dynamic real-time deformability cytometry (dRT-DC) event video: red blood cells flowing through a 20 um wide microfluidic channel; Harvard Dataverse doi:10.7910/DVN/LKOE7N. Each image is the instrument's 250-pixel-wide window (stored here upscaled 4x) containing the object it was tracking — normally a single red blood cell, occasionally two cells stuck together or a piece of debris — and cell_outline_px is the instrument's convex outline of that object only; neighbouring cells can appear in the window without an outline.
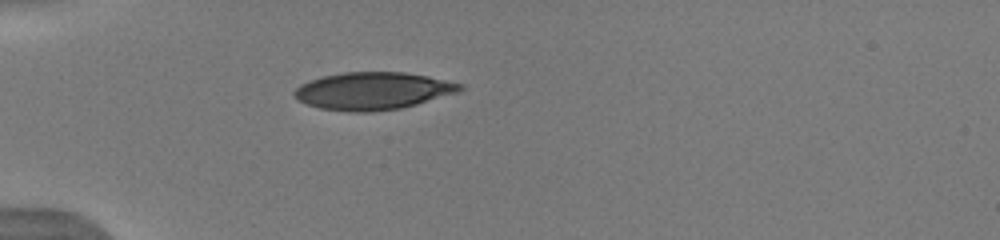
{"species": "human", "species_latin": "Homo sapiens", "temperature_condition": "warm", "stored_images_in_passage": 5, "camera_frame_rate_fps": 3000, "um_per_image_px": 0.085, "donor": {"sex": "male"}, "frame": {"image": 1, "passage_image": 1, "time_ms": 0.0, "image_size_px": [1000, 240], "cell_outline_px": [[464, 88], [456, 92], [416, 104], [400, 108], [372, 112], [348, 112], [320, 108], [308, 104], [292, 96], [292, 92], [300, 84], [308, 80], [320, 76], [344, 72], [404, 72], [428, 76], [464, 84]], "centroid_in_image_um": [31.64, 7.72], "position_along_channel_um": 53.4, "area_um2": 36.18}}